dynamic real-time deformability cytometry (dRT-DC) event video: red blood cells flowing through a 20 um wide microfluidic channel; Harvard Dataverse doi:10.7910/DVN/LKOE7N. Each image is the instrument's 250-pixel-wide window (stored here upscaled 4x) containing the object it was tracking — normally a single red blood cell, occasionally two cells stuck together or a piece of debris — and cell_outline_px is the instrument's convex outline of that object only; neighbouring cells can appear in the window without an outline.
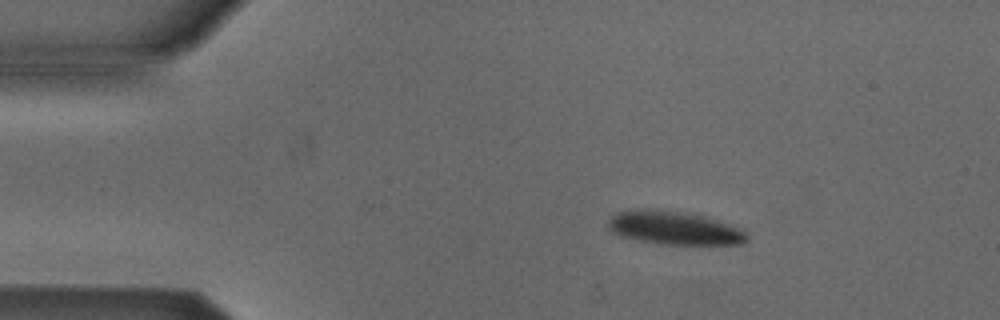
{"species": "Egyptian fruit bat (a non-hibernating species)", "species_latin": "Rousettus aegyptiacus", "temperature_condition": "cold", "stored_images_in_passage": 7, "camera_frame_rate_fps": 3000, "um_per_image_px": 0.085, "animal": {"sex": "male"}, "frame": {"image": 1, "passage_image": 1, "time_ms": 0.0, "image_size_px": [1000, 320], "cell_outline_px": [[748, 240], [740, 244], [660, 244], [620, 236], [612, 232], [608, 228], [608, 220], [616, 212], [640, 208], [644, 208], [680, 212], [700, 216], [716, 220], [744, 228], [748, 236]], "centroid_in_image_um": [57.3, 19.38], "position_along_channel_um": 27.7, "area_um2": 26.88}}
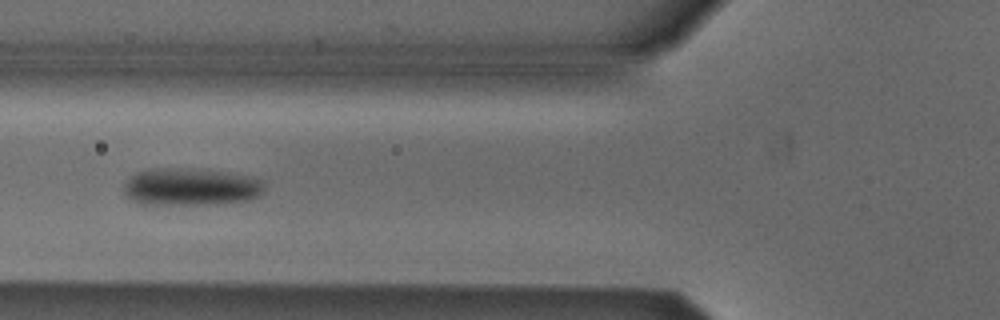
{"frame": {"image": 2, "passage_image": 4, "time_ms": 3.667, "image_size_px": [1000, 320], "cell_outline_px": [[264, 192], [260, 196], [252, 200], [216, 204], [140, 204], [124, 196], [124, 184], [136, 172], [148, 168], [188, 168], [224, 172], [248, 176], [264, 180]], "centroid_in_image_um": [16.23, 15.89], "position_along_channel_um": 109.6, "area_um2": 31.04}}
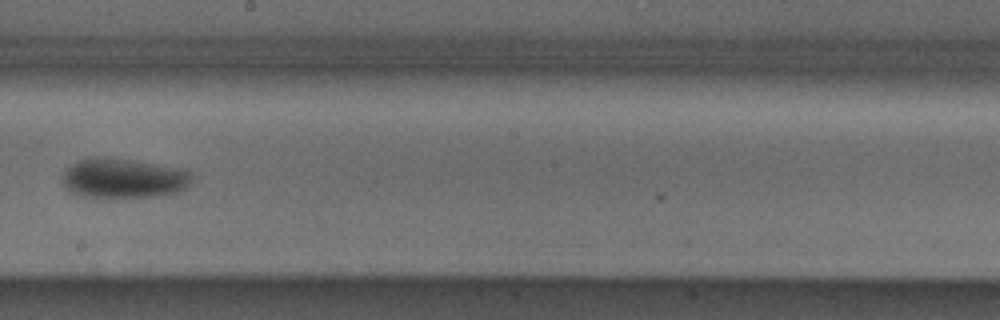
{"frame": {"image": 3, "passage_image": 7, "time_ms": 7.0, "image_size_px": [1000, 320], "cell_outline_px": [[192, 180], [180, 192], [156, 196], [116, 200], [96, 200], [80, 196], [64, 188], [64, 172], [72, 164], [80, 160], [92, 156], [108, 156], [188, 168], [192, 172]], "centroid_in_image_um": [10.52, 15.18], "position_along_channel_um": 237.7, "area_um2": 31.62}}